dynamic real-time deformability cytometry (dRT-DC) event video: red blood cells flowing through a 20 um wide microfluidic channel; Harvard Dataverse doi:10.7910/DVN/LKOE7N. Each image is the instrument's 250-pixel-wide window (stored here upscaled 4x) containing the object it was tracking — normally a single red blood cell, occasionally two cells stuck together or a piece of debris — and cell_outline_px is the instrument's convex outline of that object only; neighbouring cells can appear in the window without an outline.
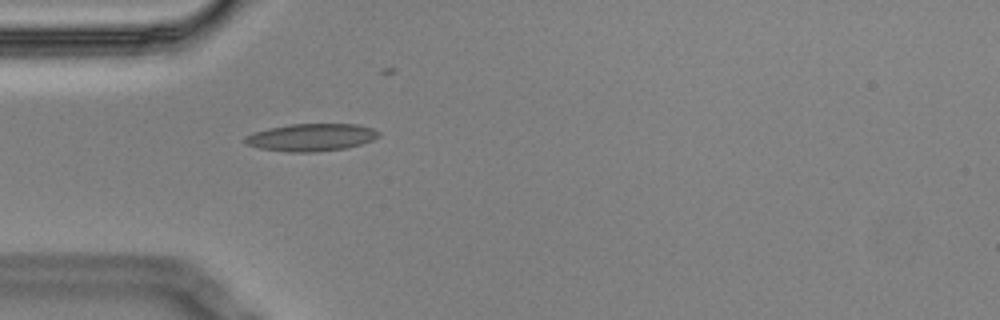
{"species": "Egyptian fruit bat (a non-hibernating species)", "species_latin": "Rousettus aegyptiacus", "temperature_condition": "cold", "stored_images_in_passage": 2, "camera_frame_rate_fps": 3000, "um_per_image_px": 0.085, "animal": {"sex": "male"}, "frame": {"image": 1, "passage_image": 2, "time_ms": 0.333, "image_size_px": [1000, 320], "cell_outline_px": [[380, 136], [372, 140], [360, 144], [344, 148], [316, 152], [284, 152], [260, 148], [248, 144], [244, 140], [244, 136], [252, 132], [268, 128], [288, 124], [356, 124], [372, 128], [380, 132]], "centroid_in_image_um": [26.43, 11.67], "position_along_channel_um": 58.6, "area_um2": 21.44}}